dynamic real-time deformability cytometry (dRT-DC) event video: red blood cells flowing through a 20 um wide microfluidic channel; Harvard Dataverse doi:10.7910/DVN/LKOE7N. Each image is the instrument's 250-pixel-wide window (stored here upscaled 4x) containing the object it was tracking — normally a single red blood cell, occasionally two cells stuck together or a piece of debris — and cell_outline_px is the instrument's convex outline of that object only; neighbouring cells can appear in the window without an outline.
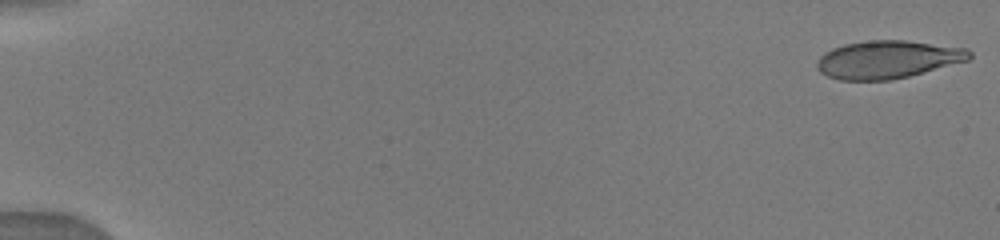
{"species": "human", "species_latin": "Homo sapiens", "temperature_condition": "warm", "stored_images_in_passage": 23, "camera_frame_rate_fps": 3000, "um_per_image_px": 0.085, "donor": {"sex": "male"}, "frame": {"image": 1, "passage_image": 1, "time_ms": 0.0, "image_size_px": [1000, 240], "cell_outline_px": [[972, 56], [968, 60], [908, 76], [888, 80], [840, 80], [828, 76], [820, 72], [816, 68], [816, 60], [824, 52], [832, 48], [844, 44], [872, 40], [904, 40], [968, 48], [972, 52]], "centroid_in_image_um": [75.42, 5.05], "position_along_channel_um": 9.6, "area_um2": 33.58}}
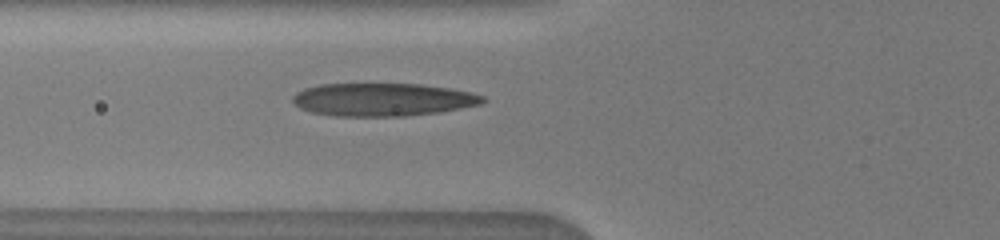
{"frame": {"image": 2, "passage_image": 18, "time_ms": 6.333, "image_size_px": [1000, 240], "cell_outline_px": [[488, 100], [480, 104], [440, 112], [404, 116], [336, 116], [312, 112], [300, 108], [292, 100], [292, 96], [296, 92], [304, 88], [320, 84], [420, 84], [448, 88], [472, 92], [484, 96]], "centroid_in_image_um": [32.54, 8.46], "position_along_channel_um": 93.3, "area_um2": 36.53}}
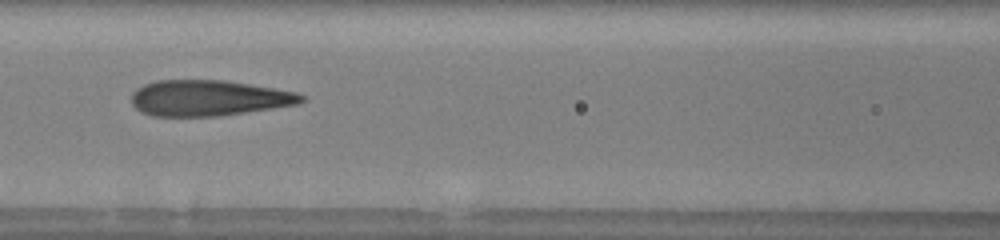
{"frame": {"image": 3, "passage_image": 22, "time_ms": 7.667, "image_size_px": [1000, 240], "cell_outline_px": [[304, 100], [300, 104], [220, 116], [152, 116], [140, 112], [132, 104], [132, 92], [136, 88], [144, 84], [156, 80], [224, 80], [296, 92], [304, 96]], "centroid_in_image_um": [17.7, 8.34], "position_along_channel_um": 148.9, "area_um2": 35.49}}